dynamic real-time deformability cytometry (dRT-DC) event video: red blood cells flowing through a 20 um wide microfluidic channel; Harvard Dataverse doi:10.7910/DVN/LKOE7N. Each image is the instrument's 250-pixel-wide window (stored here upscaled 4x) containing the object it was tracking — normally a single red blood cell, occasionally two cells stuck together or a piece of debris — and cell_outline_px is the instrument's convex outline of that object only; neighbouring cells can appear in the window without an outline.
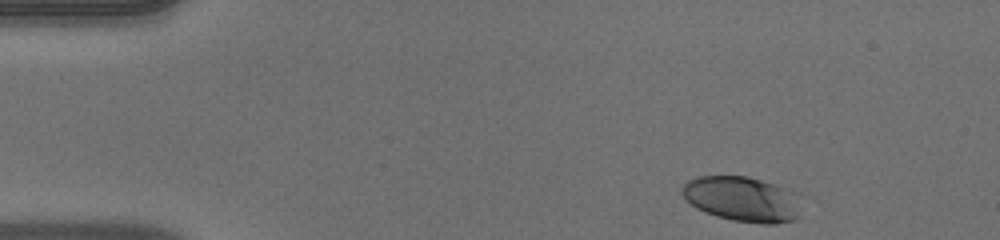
{"species": "human", "species_latin": "Homo sapiens", "temperature_condition": "warm", "stored_images_in_passage": 46, "camera_frame_rate_fps": 3000, "um_per_image_px": 0.085, "donor": {"sex": "male"}, "frame": {"image": 1, "passage_image": 1, "time_ms": 0.0, "image_size_px": [1000, 240], "cell_outline_px": [[800, 216], [796, 220], [776, 224], [760, 224], [732, 220], [716, 216], [704, 212], [696, 208], [684, 200], [680, 192], [684, 184], [688, 180], [696, 176], [748, 176], [796, 192]], "centroid_in_image_um": [63.05, 16.93], "position_along_channel_um": 21.9, "area_um2": 31.62}}
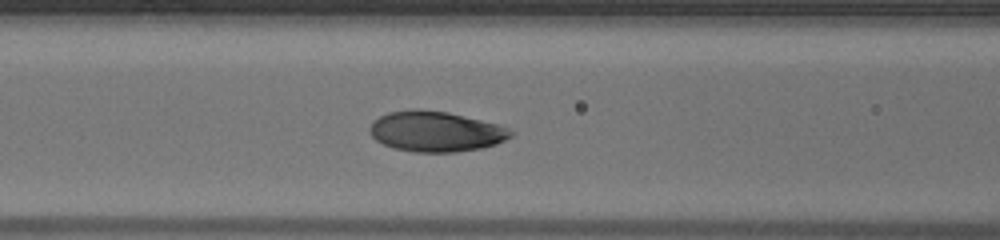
{"frame": {"image": 2, "passage_image": 16, "time_ms": 5.0, "image_size_px": [1000, 240], "cell_outline_px": [[512, 136], [496, 144], [480, 148], [456, 152], [416, 152], [396, 148], [384, 144], [376, 140], [368, 132], [368, 128], [372, 120], [388, 112], [412, 108], [448, 112], [500, 124], [508, 128], [512, 132]], "centroid_in_image_um": [37.01, 11.16], "position_along_channel_um": 129.6, "area_um2": 33.35}}
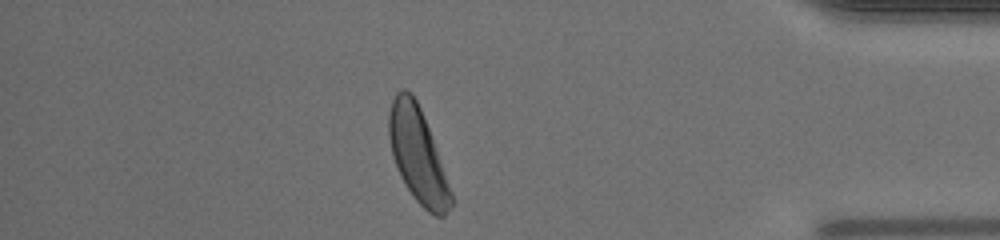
{"frame": {"image": 3, "passage_image": 39, "time_ms": 12.667, "image_size_px": [1000, 240], "cell_outline_px": [[452, 204], [444, 216], [436, 216], [428, 212], [412, 196], [400, 176], [392, 156], [388, 136], [388, 116], [392, 100], [396, 92], [400, 88], [404, 88], [412, 92], [420, 108], [432, 136], [452, 192]], "centroid_in_image_um": [35.48, 13.15], "position_along_channel_um": 399.7, "area_um2": 34.22}, "authors_computed_cell_mechanics": {"area_um2": 33.2639, "velocity_mm_per_s": 3.9918, "shape_relaxation_time_tau1_ms": 2.3994, "shape_relaxation_time_tau2_ms": null, "deformation_change_tau1": 0.1342, "deformation_change_tau2": null}}